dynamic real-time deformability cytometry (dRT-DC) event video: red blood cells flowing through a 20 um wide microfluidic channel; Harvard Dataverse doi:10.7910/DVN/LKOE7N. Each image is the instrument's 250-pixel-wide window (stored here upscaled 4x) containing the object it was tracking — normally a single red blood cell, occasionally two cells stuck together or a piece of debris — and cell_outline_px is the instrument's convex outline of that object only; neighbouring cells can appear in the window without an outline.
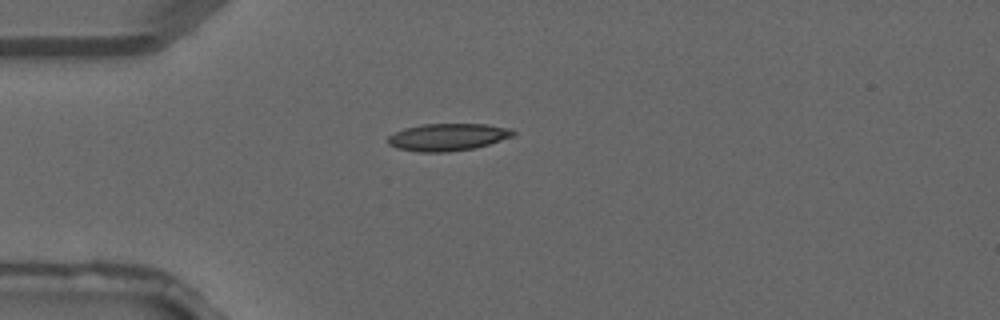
{"species": "common noctule bat (a hibernating species)", "species_latin": "Nyctalus noctula", "temperature_condition": "warm", "stored_images_in_passage": 35, "camera_frame_rate_fps": 3000, "um_per_image_px": 0.085, "animal": {"sex": "male", "forearm_length_mm": 52.5}, "frame": {"image": 1, "passage_image": 6, "time_ms": 1.667, "image_size_px": [1000, 320], "cell_outline_px": [[516, 132], [512, 136], [488, 144], [472, 148], [448, 152], [416, 152], [396, 148], [388, 144], [388, 136], [404, 128], [424, 124], [484, 124], [508, 128]], "centroid_in_image_um": [38.0, 11.66], "position_along_channel_um": 47.0, "area_um2": 19.71}}
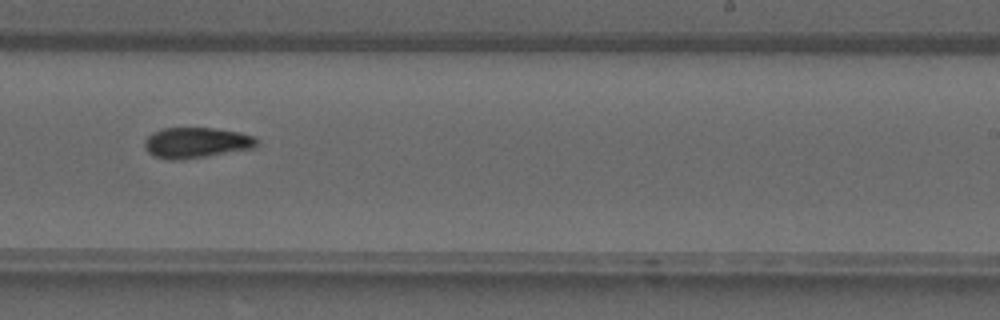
{"frame": {"image": 2, "passage_image": 20, "time_ms": 6.333, "image_size_px": [1000, 320], "cell_outline_px": [[260, 144], [256, 148], [180, 160], [168, 160], [156, 156], [148, 152], [144, 148], [144, 140], [152, 132], [164, 128], [212, 128], [240, 132], [252, 136], [260, 140]], "centroid_in_image_um": [16.71, 12.13], "position_along_channel_um": 272.3, "area_um2": 20.17}}
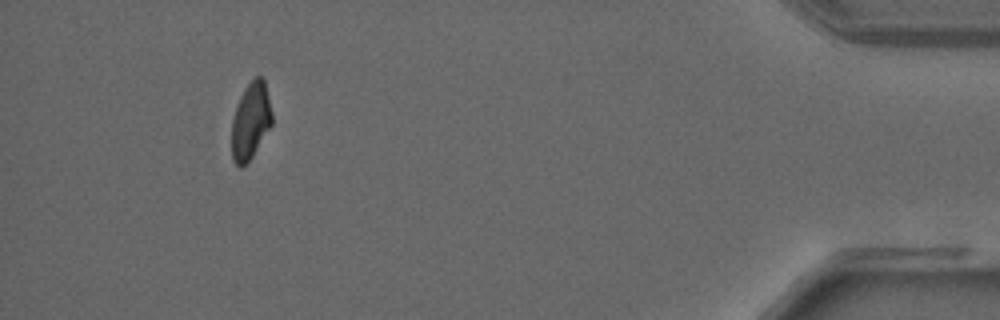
{"frame": {"image": 3, "passage_image": 32, "time_ms": 10.333, "image_size_px": [1000, 320], "cell_outline_px": [[272, 124], [252, 156], [240, 168], [232, 160], [232, 120], [240, 96], [244, 88], [256, 76], [260, 76], [264, 80], [272, 112]], "centroid_in_image_um": [21.3, 10.27], "position_along_channel_um": 413.9, "area_um2": 17.74}}